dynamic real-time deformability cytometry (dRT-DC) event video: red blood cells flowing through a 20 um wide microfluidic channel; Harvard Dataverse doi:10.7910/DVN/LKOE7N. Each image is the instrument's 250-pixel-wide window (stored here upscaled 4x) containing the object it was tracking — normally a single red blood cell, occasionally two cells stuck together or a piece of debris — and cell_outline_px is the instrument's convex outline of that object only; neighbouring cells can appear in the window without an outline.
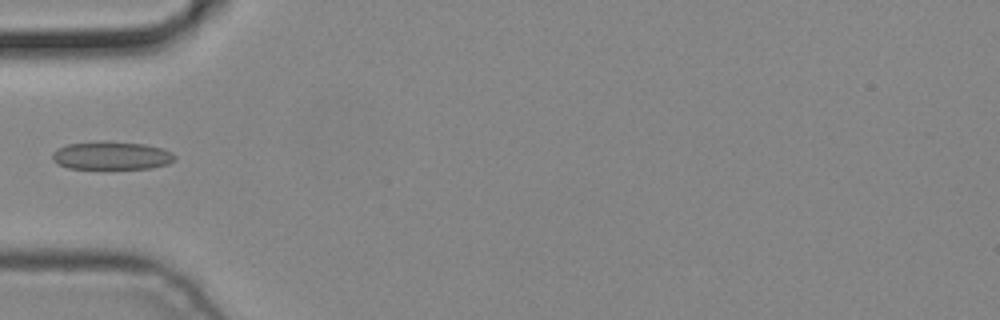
{"species": "common noctule bat (a hibernating species)", "species_latin": "Nyctalus noctula", "temperature_condition": "cold", "stored_images_in_passage": 4, "camera_frame_rate_fps": 3000, "um_per_image_px": 0.085, "animal": {"sex": "male", "body_mass_g": 19.2, "forearm_length_mm": 51.8}, "frame": {"image": 1, "passage_image": 4, "time_ms": 1.0, "image_size_px": [1000, 320], "cell_outline_px": [[176, 156], [168, 164], [152, 168], [68, 168], [56, 164], [52, 160], [52, 152], [68, 144], [104, 140], [144, 144], [164, 148], [172, 152]], "centroid_in_image_um": [9.48, 13.21], "position_along_channel_um": 75.5, "area_um2": 20.17}}